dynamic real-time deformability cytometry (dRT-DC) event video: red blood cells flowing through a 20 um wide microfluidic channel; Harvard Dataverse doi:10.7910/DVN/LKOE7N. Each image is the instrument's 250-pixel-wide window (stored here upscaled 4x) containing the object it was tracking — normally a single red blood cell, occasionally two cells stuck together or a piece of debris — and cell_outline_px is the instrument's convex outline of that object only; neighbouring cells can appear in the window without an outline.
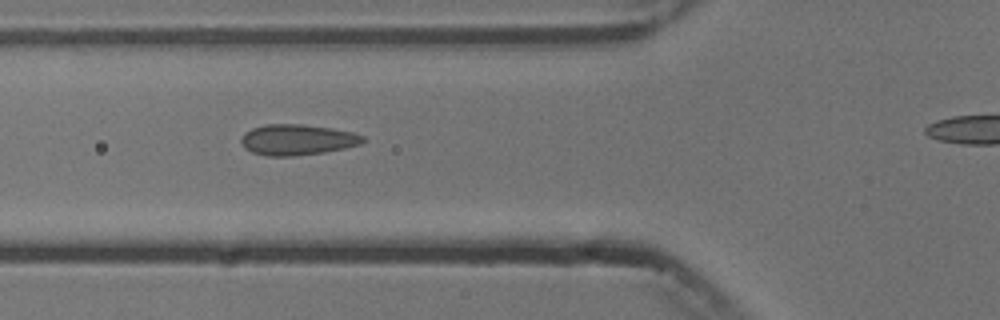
{"species": "common noctule bat (a hibernating species)", "species_latin": "Nyctalus noctula", "temperature_condition": "cold", "stored_images_in_passage": 4, "segment_of_instrument_passage": [1, 2], "camera_frame_rate_fps": 3000, "um_per_image_px": 0.085, "animal": {"sex": "male", "body_mass_g": 13.3}, "frame": {"image": 1, "passage_image": 2, "time_ms": 1.333, "image_size_px": [1000, 320], "cell_outline_px": [[364, 140], [360, 144], [344, 148], [324, 152], [292, 156], [268, 156], [252, 152], [244, 148], [240, 140], [244, 132], [252, 128], [264, 124], [300, 124], [332, 128], [352, 132], [364, 136]], "centroid_in_image_um": [25.23, 11.87], "position_along_channel_um": 100.6, "area_um2": 21.79}}
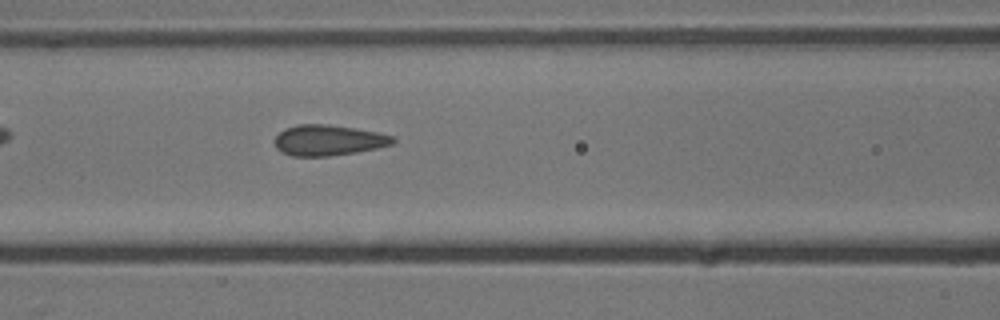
{"frame": {"image": 2, "passage_image": 3, "time_ms": 2.333, "image_size_px": [1000, 320], "cell_outline_px": [[396, 140], [392, 144], [376, 148], [356, 152], [328, 156], [292, 156], [276, 148], [272, 140], [284, 128], [296, 124], [328, 124], [356, 128], [376, 132], [392, 136]], "centroid_in_image_um": [27.87, 11.91], "position_along_channel_um": 138.7, "area_um2": 21.15}}